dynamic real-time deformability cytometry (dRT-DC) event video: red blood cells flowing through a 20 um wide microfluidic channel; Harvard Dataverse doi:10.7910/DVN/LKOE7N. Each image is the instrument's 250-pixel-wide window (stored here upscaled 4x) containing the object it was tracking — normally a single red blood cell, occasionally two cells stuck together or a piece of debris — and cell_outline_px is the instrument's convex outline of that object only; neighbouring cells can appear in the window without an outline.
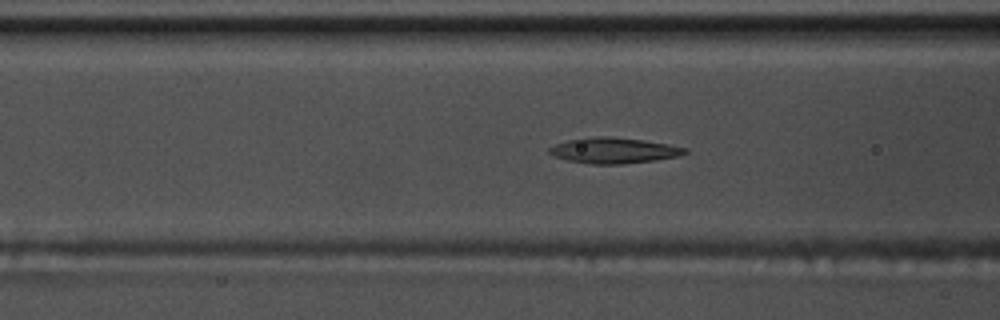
{"species": "common noctule bat (a hibernating species)", "species_latin": "Nyctalus noctula", "temperature_condition": "warm", "stored_images_in_passage": 45, "camera_frame_rate_fps": 3000, "um_per_image_px": 0.085, "animal": {"sex": "male", "body_mass_g": 17.5, "forearm_length_mm": 52.3}, "frame": {"image": 1, "passage_image": 12, "time_ms": 3.667, "image_size_px": [1000, 320], "cell_outline_px": [[688, 152], [680, 156], [652, 160], [620, 164], [592, 164], [568, 160], [552, 156], [548, 152], [548, 148], [556, 144], [568, 140], [596, 136], [608, 136], [644, 140], [668, 144], [688, 148]], "centroid_in_image_um": [52.17, 12.78], "position_along_channel_um": 114.4, "area_um2": 20.23}}
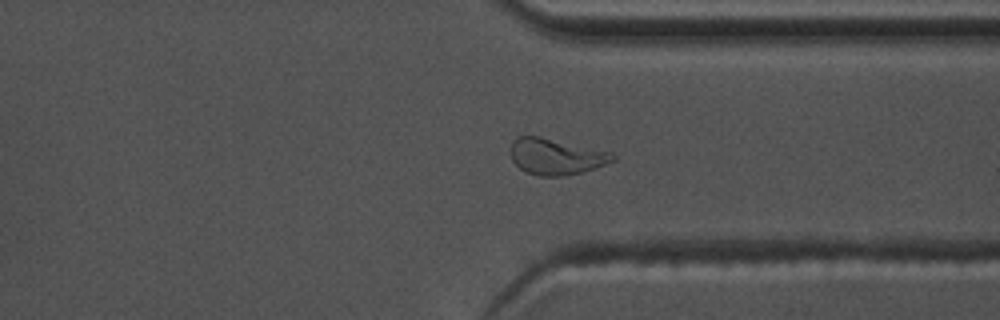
{"frame": {"image": 2, "passage_image": 32, "time_ms": 10.333, "image_size_px": [1000, 320], "cell_outline_px": [[616, 160], [596, 168], [564, 176], [540, 176], [528, 172], [520, 168], [512, 160], [512, 140], [516, 136], [540, 136], [612, 152], [616, 156]], "centroid_in_image_um": [47.29, 13.3], "position_along_channel_um": 364.1, "area_um2": 21.44}}
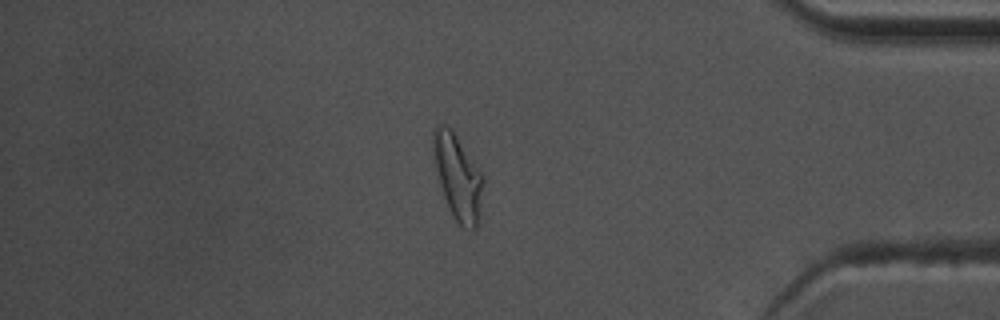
{"frame": {"image": 3, "passage_image": 37, "time_ms": 12.0, "image_size_px": [1000, 320], "cell_outline_px": [[484, 180], [476, 228], [472, 232], [460, 228], [448, 208], [440, 184], [436, 168], [432, 148], [432, 132], [436, 124], [444, 124], [452, 128], [484, 176]], "centroid_in_image_um": [38.9, 15.03], "position_along_channel_um": 396.3, "area_um2": 24.97}, "authors_computed_cell_mechanics": {"area_um2": 20.23, "velocity_mm_per_s": 3.7474, "shape_relaxation_time_tau1_ms": 6.0442, "shape_relaxation_time_tau2_ms": 2.1845, "deformation_change_tau1": 0.2233, "deformation_change_tau2": 0.0917}}